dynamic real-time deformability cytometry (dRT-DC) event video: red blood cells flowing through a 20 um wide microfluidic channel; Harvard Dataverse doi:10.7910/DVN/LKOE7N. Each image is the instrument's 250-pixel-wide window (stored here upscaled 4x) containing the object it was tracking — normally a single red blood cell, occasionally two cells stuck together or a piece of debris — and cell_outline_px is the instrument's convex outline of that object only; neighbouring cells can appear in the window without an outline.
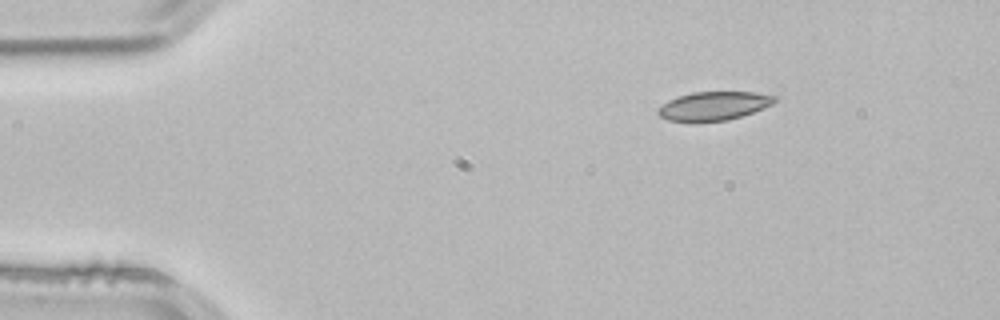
{"species": "common noctule bat (a hibernating species)", "species_latin": "Nyctalus noctula", "temperature_condition": "room temperature", "stored_images_in_passage": 2, "camera_frame_rate_fps": 3000, "um_per_image_px": 0.085, "animal": {"sex": "male", "body_mass_g": 21.5, "forearm_length_mm": 52.0}, "frame": {"image": 1, "passage_image": 1, "time_ms": 0.0, "image_size_px": [1000, 320], "cell_outline_px": [[776, 100], [772, 104], [752, 112], [728, 120], [668, 120], [660, 116], [656, 112], [656, 108], [668, 100], [676, 96], [692, 92], [752, 92], [776, 96]], "centroid_in_image_um": [60.62, 8.97], "position_along_channel_um": 24.4, "area_um2": 19.07}}